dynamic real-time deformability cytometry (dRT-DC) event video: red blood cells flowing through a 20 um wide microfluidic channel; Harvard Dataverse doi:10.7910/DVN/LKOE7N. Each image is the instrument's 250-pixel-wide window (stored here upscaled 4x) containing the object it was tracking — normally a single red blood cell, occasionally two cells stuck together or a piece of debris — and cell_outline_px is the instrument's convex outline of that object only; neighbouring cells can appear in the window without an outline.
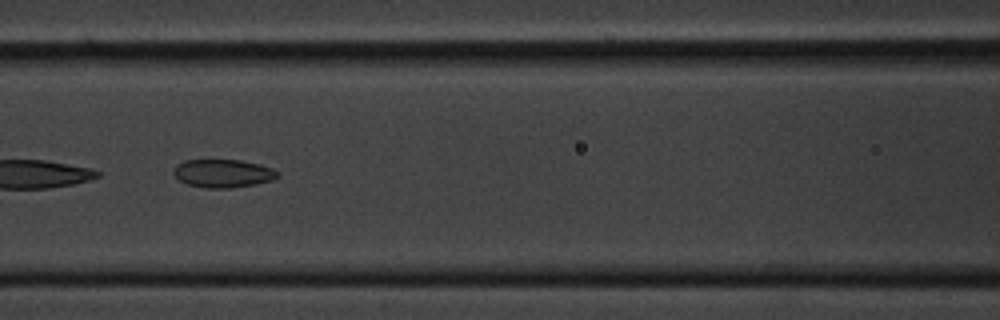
{"species": "common noctule bat (a hibernating species)", "species_latin": "Nyctalus noctula", "temperature_condition": "cold", "stored_images_in_passage": 21, "camera_frame_rate_fps": 3000, "um_per_image_px": 0.085, "animal": {"sex": "male", "body_mass_g": 20.1, "forearm_length_mm": 53.5}, "frame": {"image": 1, "passage_image": 12, "time_ms": 3.667, "image_size_px": [1000, 320], "cell_outline_px": [[280, 176], [272, 180], [256, 184], [232, 188], [204, 188], [188, 184], [180, 180], [172, 172], [176, 164], [184, 160], [240, 160], [260, 164], [272, 168], [280, 172]], "centroid_in_image_um": [18.98, 14.74], "position_along_channel_um": 147.6, "area_um2": 17.22}}